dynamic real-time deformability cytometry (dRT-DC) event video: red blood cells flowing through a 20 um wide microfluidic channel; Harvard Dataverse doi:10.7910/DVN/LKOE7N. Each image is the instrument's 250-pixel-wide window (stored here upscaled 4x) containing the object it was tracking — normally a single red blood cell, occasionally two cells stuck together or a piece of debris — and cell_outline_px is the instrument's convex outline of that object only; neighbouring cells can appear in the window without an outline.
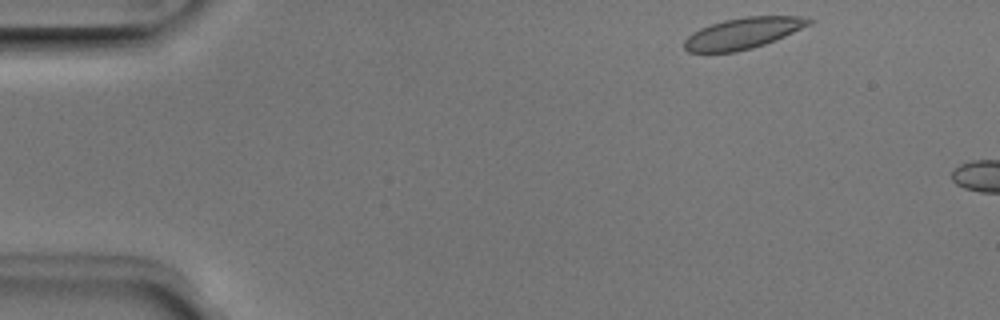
{"species": "Egyptian fruit bat (a non-hibernating species)", "species_latin": "Rousettus aegyptiacus", "temperature_condition": "room temperature", "stored_images_in_passage": 5, "camera_frame_rate_fps": 3000, "um_per_image_px": 0.085, "animal": {"sex": "male"}, "frame": {"image": 1, "passage_image": 2, "time_ms": 0.333, "image_size_px": [1000, 320], "cell_outline_px": [[816, 20], [812, 24], [776, 40], [752, 48], [736, 52], [688, 52], [684, 48], [684, 40], [692, 32], [700, 28], [724, 20], [748, 16], [800, 16]], "centroid_in_image_um": [63.18, 2.82], "position_along_channel_um": 21.8, "area_um2": 22.66}}